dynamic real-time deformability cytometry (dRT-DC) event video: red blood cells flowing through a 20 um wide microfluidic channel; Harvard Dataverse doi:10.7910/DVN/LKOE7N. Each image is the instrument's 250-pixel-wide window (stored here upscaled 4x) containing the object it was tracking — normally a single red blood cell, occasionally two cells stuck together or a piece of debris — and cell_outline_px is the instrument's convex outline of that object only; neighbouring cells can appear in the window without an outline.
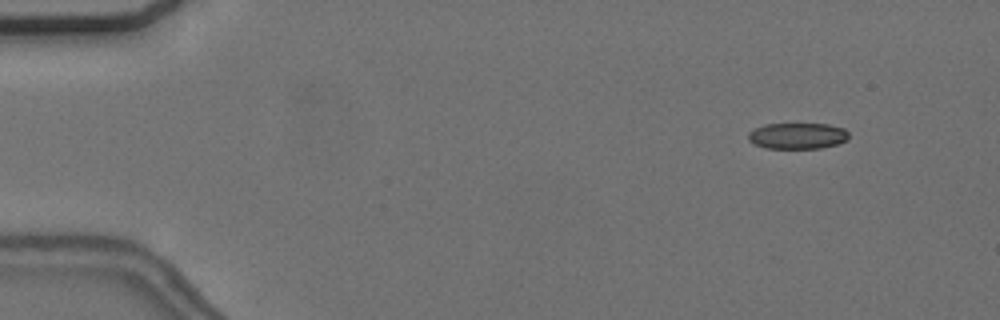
{"species": "common noctule bat (a hibernating species)", "species_latin": "Nyctalus noctula", "temperature_condition": "cold", "stored_images_in_passage": 55, "camera_frame_rate_fps": 3000, "um_per_image_px": 0.085, "animal": {"sex": "female", "body_mass_g": 24.6, "forearm_length_mm": 56.2}, "frame": {"image": 1, "passage_image": 5, "time_ms": 1.333, "image_size_px": [1000, 320], "cell_outline_px": [[848, 140], [836, 144], [820, 148], [764, 148], [752, 144], [748, 140], [748, 132], [764, 124], [828, 124], [844, 128], [848, 132]], "centroid_in_image_um": [67.76, 11.55], "position_along_channel_um": 17.2, "area_um2": 15.37}}
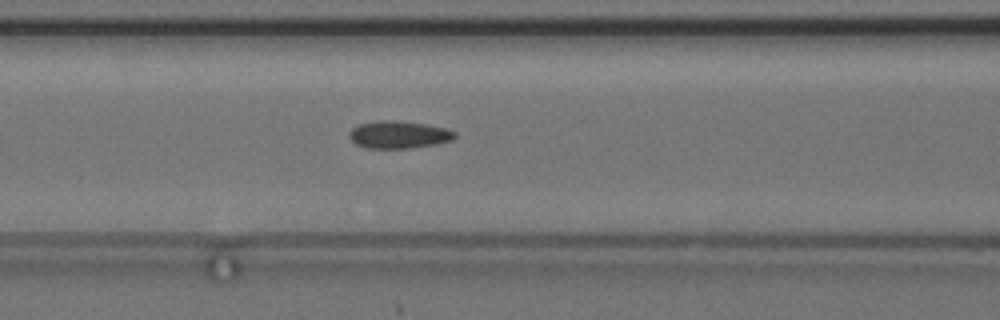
{"frame": {"image": 2, "passage_image": 23, "time_ms": 7.333, "image_size_px": [1000, 320], "cell_outline_px": [[456, 136], [452, 140], [436, 144], [408, 148], [364, 148], [356, 144], [348, 136], [348, 132], [356, 124], [376, 120], [392, 120], [428, 124], [448, 128], [456, 132]], "centroid_in_image_um": [33.87, 11.43], "position_along_channel_um": 132.7, "area_um2": 17.17}}
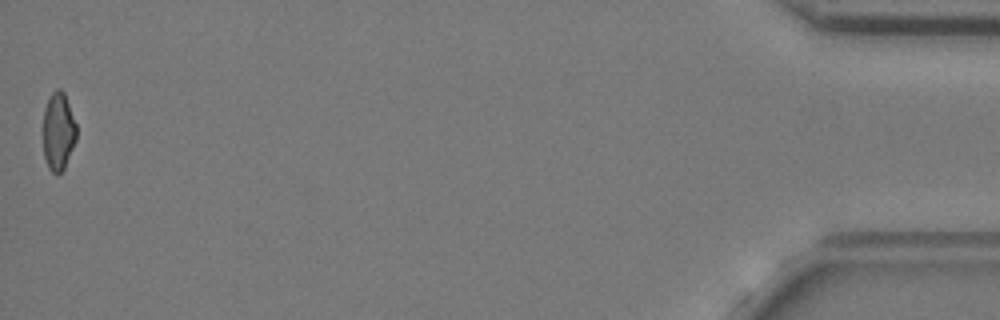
{"frame": {"image": 3, "passage_image": 55, "time_ms": 18.0, "image_size_px": [1000, 320], "cell_outline_px": [[76, 140], [64, 168], [56, 176], [48, 168], [44, 156], [40, 132], [44, 108], [52, 92], [56, 88], [60, 88], [64, 92], [76, 124]], "centroid_in_image_um": [4.9, 11.18], "position_along_channel_um": 430.3, "area_um2": 15.72}, "authors_computed_cell_mechanics": {"area_um2": 16.2996, "velocity_mm_per_s": 3.6945, "shape_relaxation_time_tau1_ms": null, "shape_relaxation_time_tau2_ms": 1.6475, "deformation_change_tau1": null, "deformation_change_tau2": 0.0746}}